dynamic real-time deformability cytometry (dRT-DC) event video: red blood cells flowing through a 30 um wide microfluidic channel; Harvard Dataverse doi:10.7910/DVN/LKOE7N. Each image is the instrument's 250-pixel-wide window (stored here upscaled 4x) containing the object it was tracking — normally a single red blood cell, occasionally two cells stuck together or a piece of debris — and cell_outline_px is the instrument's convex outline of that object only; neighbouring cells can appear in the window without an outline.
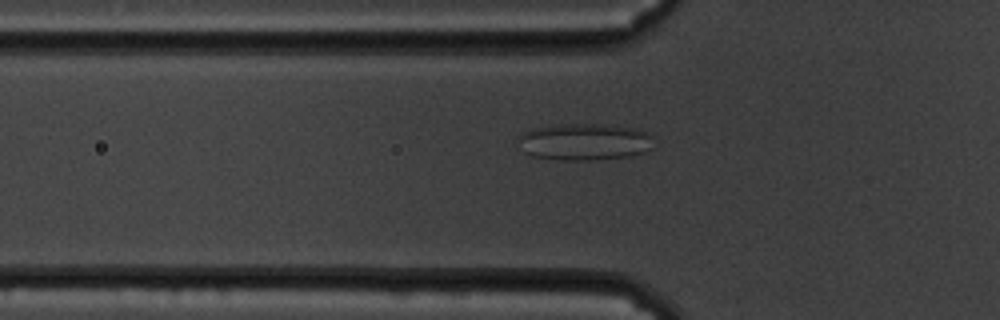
{"species": "common noctule bat (a hibernating species)", "species_latin": "Nyctalus noctula", "temperature_condition": "cold", "stored_images_in_passage": 53, "camera_frame_rate_fps": 3000, "um_per_image_px": 0.085, "animal": {"sex": "male", "body_mass_g": 19.5, "forearm_length_mm": 54.6}, "frame": {"image": 1, "passage_image": 20, "time_ms": 6.333, "image_size_px": [1000, 320], "cell_outline_px": [[656, 136], [652, 148], [644, 152], [632, 156], [596, 160], [556, 160], [528, 156], [524, 152], [516, 140], [524, 132], [532, 128], [560, 124], [604, 124], [636, 128]], "centroid_in_image_um": [49.7, 12.06], "position_along_channel_um": 76.1, "area_um2": 29.82}}
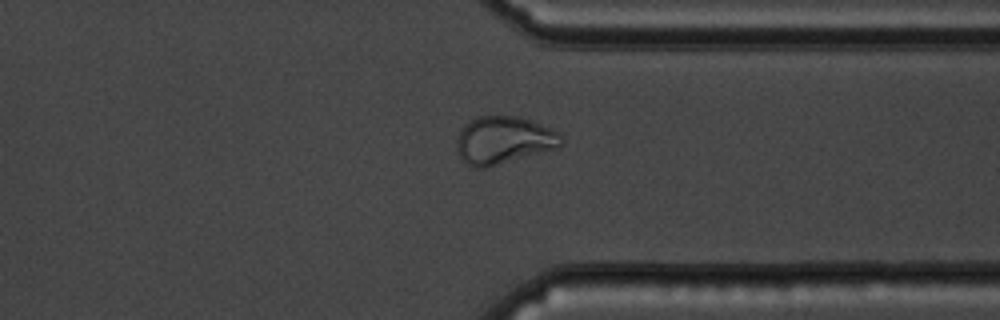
{"frame": {"image": 2, "passage_image": 46, "time_ms": 15.0, "image_size_px": [1000, 320], "cell_outline_px": [[564, 144], [556, 148], [484, 168], [472, 168], [460, 156], [456, 148], [456, 140], [464, 124], [468, 120], [480, 116], [520, 116], [532, 120], [552, 128], [560, 132], [564, 136]], "centroid_in_image_um": [42.84, 11.89], "position_along_channel_um": 368.6, "area_um2": 29.19}}
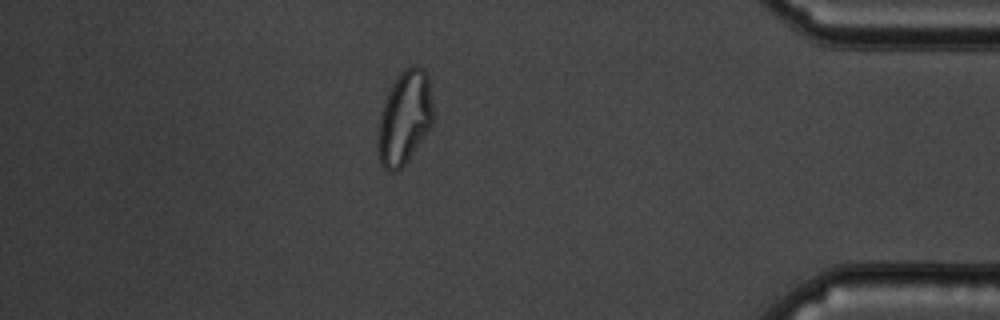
{"frame": {"image": 3, "passage_image": 52, "time_ms": 17.0, "image_size_px": [1000, 320], "cell_outline_px": [[432, 124], [408, 160], [396, 172], [388, 172], [380, 164], [376, 152], [376, 144], [380, 116], [388, 92], [396, 76], [404, 68], [412, 64], [416, 64], [424, 68], [428, 76], [432, 104]], "centroid_in_image_um": [34.36, 10.01], "position_along_channel_um": 400.8, "area_um2": 30.29}}